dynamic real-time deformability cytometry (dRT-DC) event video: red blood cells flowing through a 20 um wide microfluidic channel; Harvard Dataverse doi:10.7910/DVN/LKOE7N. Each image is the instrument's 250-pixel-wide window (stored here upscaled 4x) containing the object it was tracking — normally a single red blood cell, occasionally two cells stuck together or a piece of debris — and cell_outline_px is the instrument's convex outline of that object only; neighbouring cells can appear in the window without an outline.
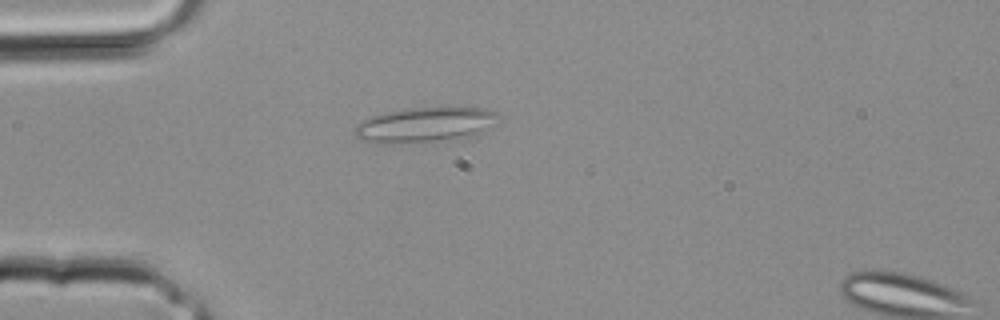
{"species": "common noctule bat (a hibernating species)", "species_latin": "Nyctalus noctula", "temperature_condition": "room temperature", "stored_images_in_passage": 28, "segment_of_instrument_passage": [1, 2], "camera_frame_rate_fps": 3000, "um_per_image_px": 0.085, "animal": {"sex": "male", "body_mass_g": 20.4}, "frame": {"image": 1, "passage_image": 3, "time_ms": 0.667, "image_size_px": [1000, 320], "cell_outline_px": [[500, 116], [484, 132], [460, 140], [432, 144], [424, 144], [360, 140], [356, 136], [356, 124], [360, 120], [368, 116], [400, 108], [440, 104], [484, 108], [496, 112]], "centroid_in_image_um": [36.21, 10.57], "position_along_channel_um": 48.8, "area_um2": 31.21}}
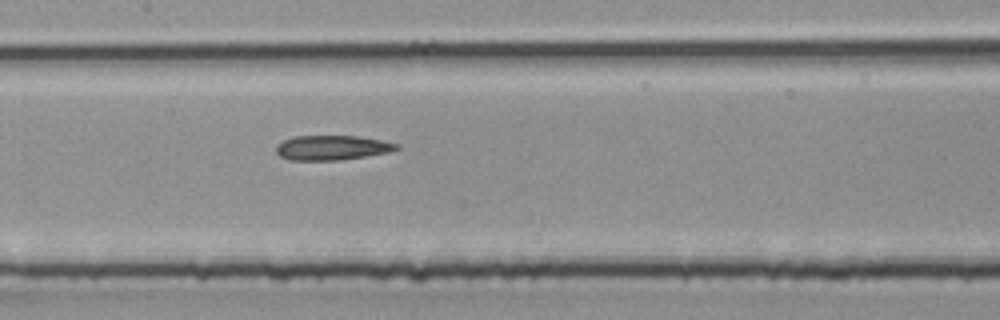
{"frame": {"image": 2, "passage_image": 10, "time_ms": 3.0, "image_size_px": [1000, 320], "cell_outline_px": [[400, 148], [388, 152], [340, 160], [288, 160], [280, 156], [276, 152], [276, 148], [284, 140], [296, 136], [356, 136], [380, 140], [400, 144]], "centroid_in_image_um": [28.23, 12.56], "position_along_channel_um": 179.2, "area_um2": 17.11}}
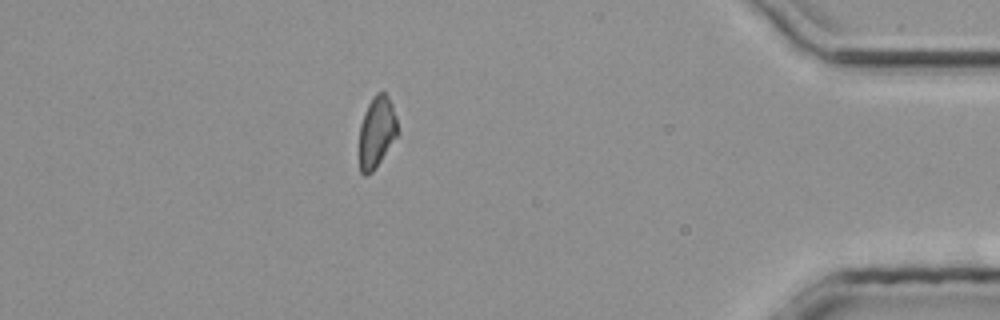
{"frame": {"image": 3, "passage_image": 23, "time_ms": 7.333, "image_size_px": [1000, 320], "cell_outline_px": [[400, 132], [372, 172], [364, 176], [360, 172], [360, 124], [364, 112], [372, 96], [376, 92], [384, 92], [388, 96], [392, 104], [396, 116]], "centroid_in_image_um": [32.04, 11.18], "position_along_channel_um": 403.2, "area_um2": 16.01}}